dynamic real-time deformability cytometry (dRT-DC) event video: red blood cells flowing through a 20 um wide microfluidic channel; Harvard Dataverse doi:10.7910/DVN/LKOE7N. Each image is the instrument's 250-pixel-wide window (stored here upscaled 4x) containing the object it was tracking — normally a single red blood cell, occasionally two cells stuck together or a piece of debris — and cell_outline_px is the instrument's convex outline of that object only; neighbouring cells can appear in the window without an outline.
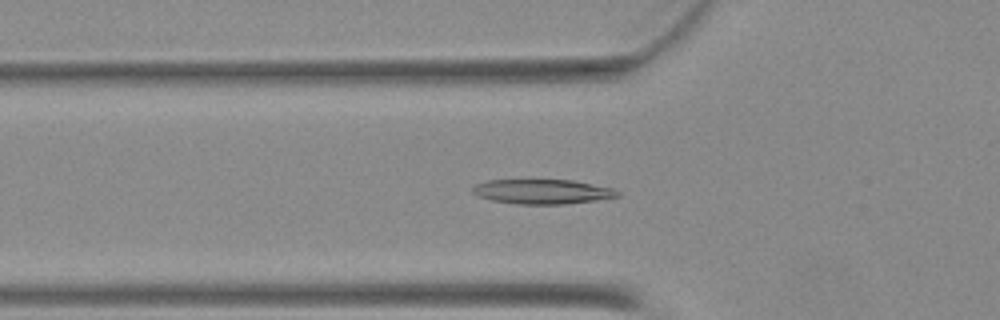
{"species": "Egyptian fruit bat (a non-hibernating species)", "species_latin": "Rousettus aegyptiacus", "temperature_condition": "warm", "stored_images_in_passage": 42, "camera_frame_rate_fps": 3000, "um_per_image_px": 0.085, "animal": {"sex": "female"}, "frame": {"image": 1, "passage_image": 9, "time_ms": 2.667, "image_size_px": [1000, 320], "cell_outline_px": [[620, 196], [596, 200], [564, 204], [516, 204], [492, 200], [480, 196], [472, 192], [472, 188], [476, 184], [488, 180], [572, 180], [612, 188], [620, 192]], "centroid_in_image_um": [46.11, 16.29], "position_along_channel_um": 79.7, "area_um2": 20.63}}
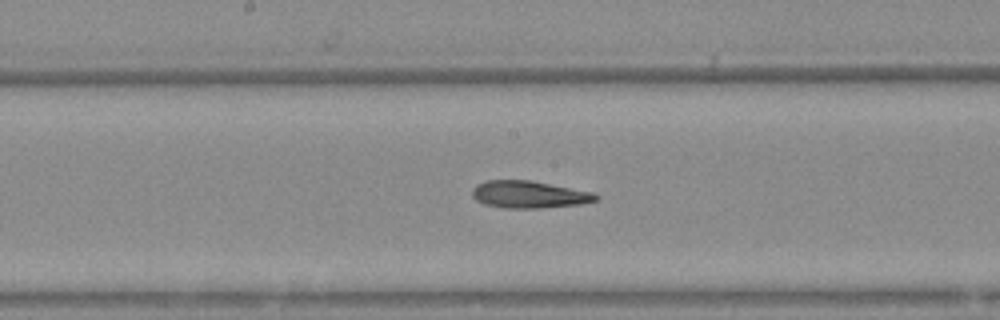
{"frame": {"image": 2, "passage_image": 18, "time_ms": 5.667, "image_size_px": [1000, 320], "cell_outline_px": [[600, 196], [596, 200], [580, 204], [536, 208], [504, 208], [484, 204], [476, 200], [472, 196], [472, 188], [476, 184], [488, 180], [532, 180], [592, 192]], "centroid_in_image_um": [44.93, 16.52], "position_along_channel_um": 203.3, "area_um2": 19.59}}
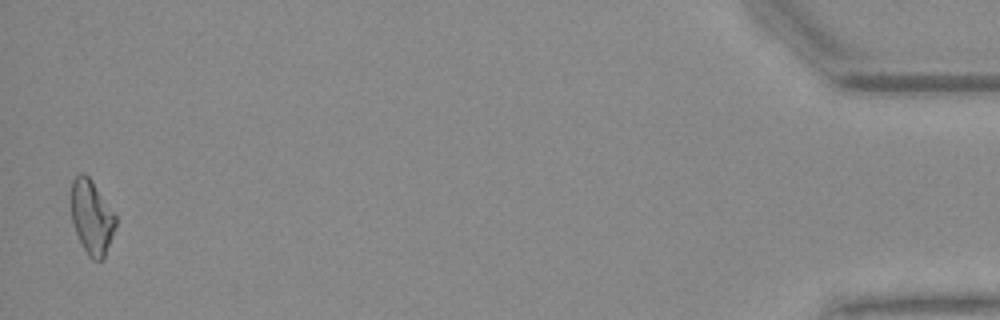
{"frame": {"image": 3, "passage_image": 41, "time_ms": 13.333, "image_size_px": [1000, 320], "cell_outline_px": [[116, 224], [104, 256], [100, 260], [92, 260], [88, 256], [76, 232], [72, 220], [68, 196], [72, 180], [80, 172], [84, 172], [88, 176], [116, 216]], "centroid_in_image_um": [7.73, 18.4], "position_along_channel_um": 427.5, "area_um2": 19.19}}